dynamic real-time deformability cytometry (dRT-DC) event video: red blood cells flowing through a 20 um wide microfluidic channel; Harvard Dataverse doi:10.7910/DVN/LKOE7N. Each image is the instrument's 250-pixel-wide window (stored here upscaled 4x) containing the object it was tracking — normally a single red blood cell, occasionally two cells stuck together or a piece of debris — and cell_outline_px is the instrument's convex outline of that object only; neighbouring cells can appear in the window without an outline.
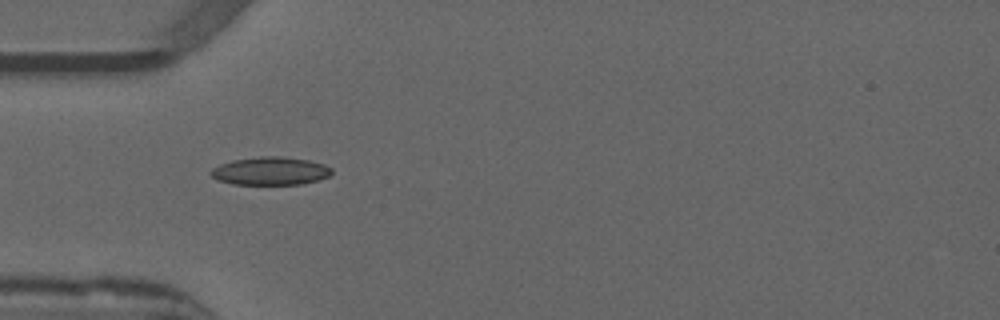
{"species": "common noctule bat (a hibernating species)", "species_latin": "Nyctalus noctula", "temperature_condition": "warm", "stored_images_in_passage": 8, "camera_frame_rate_fps": 3000, "um_per_image_px": 0.085, "animal": {"sex": "male", "forearm_length_mm": 52.5}, "frame": {"image": 1, "passage_image": 3, "time_ms": 0.667, "image_size_px": [1000, 320], "cell_outline_px": [[332, 172], [328, 176], [316, 180], [300, 184], [232, 184], [216, 180], [208, 172], [212, 168], [220, 164], [232, 160], [260, 156], [280, 156], [308, 160], [324, 164], [332, 168]], "centroid_in_image_um": [22.94, 14.53], "position_along_channel_um": 62.1, "area_um2": 19.77}}